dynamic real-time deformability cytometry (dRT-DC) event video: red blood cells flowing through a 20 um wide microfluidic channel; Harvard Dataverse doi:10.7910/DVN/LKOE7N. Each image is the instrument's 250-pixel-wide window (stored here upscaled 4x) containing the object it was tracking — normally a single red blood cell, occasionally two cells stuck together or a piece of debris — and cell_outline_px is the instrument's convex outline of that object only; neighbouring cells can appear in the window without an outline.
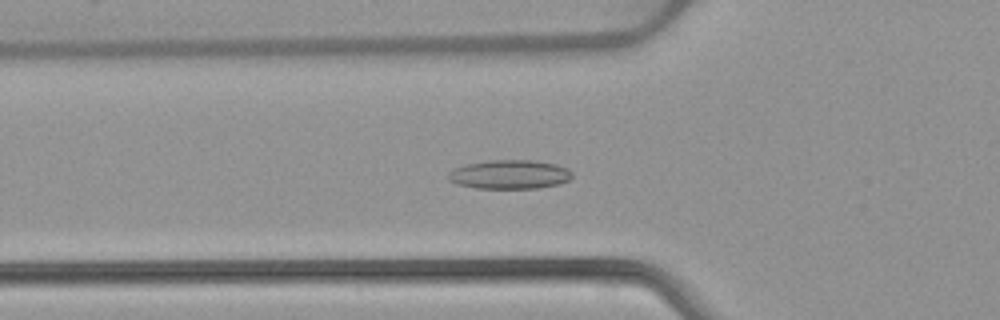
{"species": "common noctule bat (a hibernating species)", "species_latin": "Nyctalus noctula", "temperature_condition": "warm", "stored_images_in_passage": 53, "camera_frame_rate_fps": 3000, "um_per_image_px": 0.085, "animal": {"sex": "female", "body_mass_g": 22.7, "forearm_length_mm": 54.2}, "frame": {"image": 1, "passage_image": 19, "time_ms": 6.0, "image_size_px": [1000, 320], "cell_outline_px": [[572, 176], [568, 180], [560, 184], [540, 188], [476, 188], [456, 184], [448, 180], [448, 172], [452, 168], [464, 164], [488, 160], [532, 160], [556, 164], [568, 168], [572, 172]], "centroid_in_image_um": [43.29, 14.82], "position_along_channel_um": 82.5, "area_um2": 21.21}}
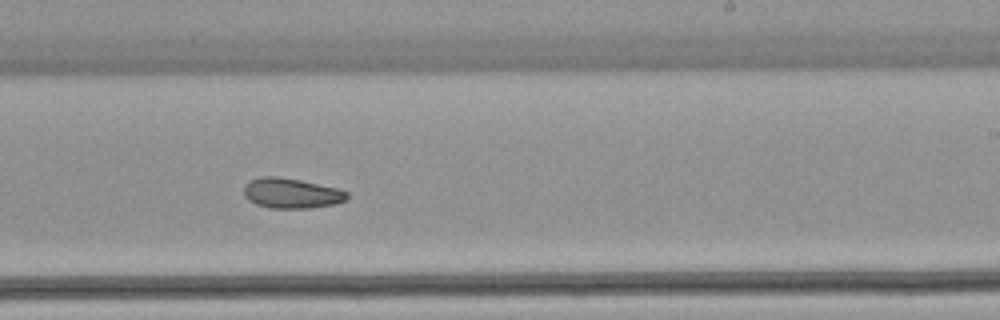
{"frame": {"image": 2, "passage_image": 33, "time_ms": 10.667, "image_size_px": [1000, 320], "cell_outline_px": [[348, 200], [332, 204], [308, 208], [272, 208], [256, 204], [248, 200], [244, 196], [244, 184], [248, 180], [260, 176], [276, 176], [300, 180], [340, 188], [348, 192]], "centroid_in_image_um": [24.75, 16.41], "position_along_channel_um": 264.2, "area_um2": 18.32}}
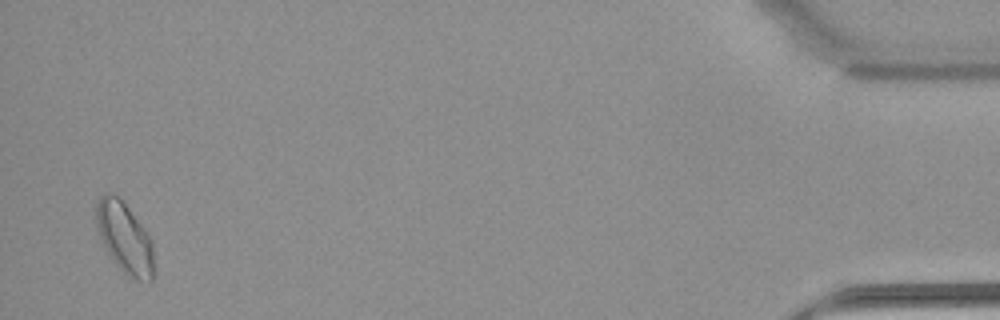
{"frame": {"image": 3, "passage_image": 52, "time_ms": 17.0, "image_size_px": [1000, 320], "cell_outline_px": [[152, 280], [148, 284], [132, 280], [116, 264], [100, 244], [96, 224], [96, 200], [104, 192], [112, 192], [120, 196], [144, 228], [152, 244]], "centroid_in_image_um": [10.54, 20.2], "position_along_channel_um": 424.7, "area_um2": 24.28}, "authors_computed_cell_mechanics": {"area_um2": 19.8254, "velocity_mm_per_s": 3.8927, "shape_relaxation_time_tau1_ms": null, "shape_relaxation_time_tau2_ms": 5.2387, "deformation_change_tau1": null, "deformation_change_tau2": 0.1082}}